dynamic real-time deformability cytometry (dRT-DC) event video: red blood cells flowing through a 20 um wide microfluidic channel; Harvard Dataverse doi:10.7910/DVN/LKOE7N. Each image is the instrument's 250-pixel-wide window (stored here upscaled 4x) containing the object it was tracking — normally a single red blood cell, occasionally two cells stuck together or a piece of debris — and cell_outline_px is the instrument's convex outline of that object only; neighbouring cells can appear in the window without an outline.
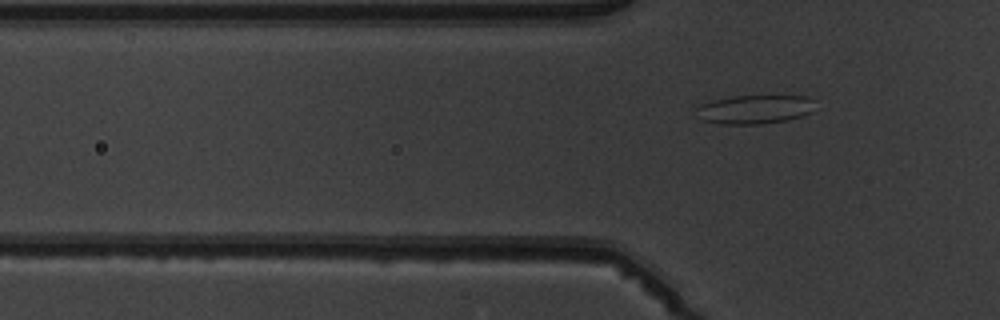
{"species": "common noctule bat (a hibernating species)", "species_latin": "Nyctalus noctula", "temperature_condition": "warm", "stored_images_in_passage": 6, "camera_frame_rate_fps": 3000, "um_per_image_px": 0.085, "animal": {"sex": "male", "body_mass_g": 19.5, "forearm_length_mm": 54.6}, "frame": {"image": 1, "passage_image": 5, "time_ms": 5.667, "image_size_px": [1000, 320], "cell_outline_px": [[812, 112], [788, 120], [760, 124], [720, 124], [700, 120], [696, 108], [700, 104], [712, 100], [736, 96], [808, 96], [812, 100]], "centroid_in_image_um": [64.1, 9.3], "position_along_channel_um": 61.7, "area_um2": 19.88}}
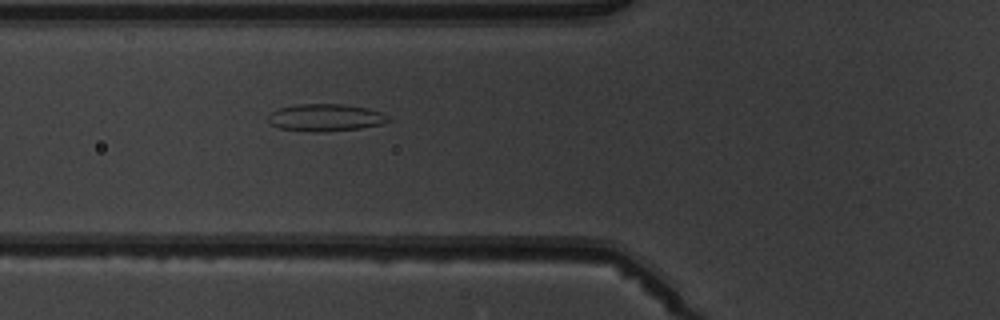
{"frame": {"image": 2, "passage_image": 6, "time_ms": 6.667, "image_size_px": [1000, 320], "cell_outline_px": [[392, 120], [380, 124], [360, 128], [320, 132], [312, 132], [280, 128], [272, 124], [268, 120], [268, 116], [272, 112], [280, 108], [296, 104], [344, 104], [368, 108], [380, 112]], "centroid_in_image_um": [27.66, 9.99], "position_along_channel_um": 98.1, "area_um2": 18.9}}